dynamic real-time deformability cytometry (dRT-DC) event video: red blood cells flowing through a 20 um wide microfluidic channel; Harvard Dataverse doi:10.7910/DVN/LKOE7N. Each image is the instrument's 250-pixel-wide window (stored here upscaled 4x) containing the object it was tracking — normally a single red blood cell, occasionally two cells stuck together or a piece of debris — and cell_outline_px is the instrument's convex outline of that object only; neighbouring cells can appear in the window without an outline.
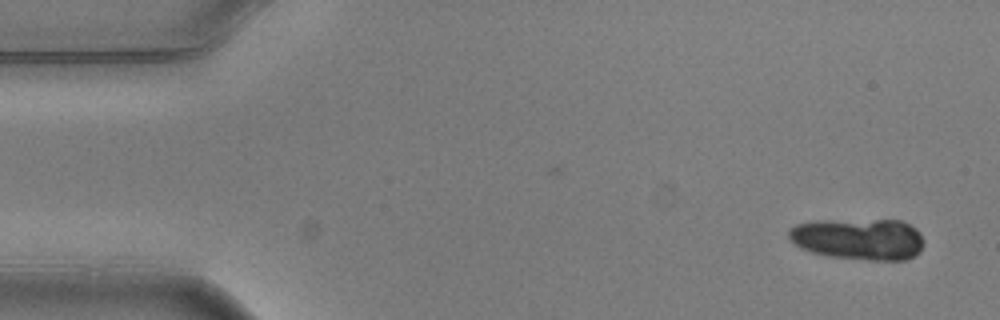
{"species": "common noctule bat (a hibernating species)", "species_latin": "Nyctalus noctula", "temperature_condition": "warm", "stored_images_in_passage": 3, "camera_frame_rate_fps": 3000, "um_per_image_px": 0.085, "animal": {"sex": "male", "body_mass_g": 20.5, "forearm_length_mm": 52.5}, "frame": {"image": 1, "passage_image": 3, "time_ms": 0.667, "image_size_px": [1000, 320], "cell_outline_px": [[924, 240], [920, 252], [904, 260], [872, 260], [828, 256], [812, 252], [796, 244], [788, 236], [788, 228], [796, 224], [816, 220], [900, 220], [916, 228], [920, 232]], "centroid_in_image_um": [73.0, 20.3], "position_along_channel_um": 12.0, "area_um2": 32.71}}